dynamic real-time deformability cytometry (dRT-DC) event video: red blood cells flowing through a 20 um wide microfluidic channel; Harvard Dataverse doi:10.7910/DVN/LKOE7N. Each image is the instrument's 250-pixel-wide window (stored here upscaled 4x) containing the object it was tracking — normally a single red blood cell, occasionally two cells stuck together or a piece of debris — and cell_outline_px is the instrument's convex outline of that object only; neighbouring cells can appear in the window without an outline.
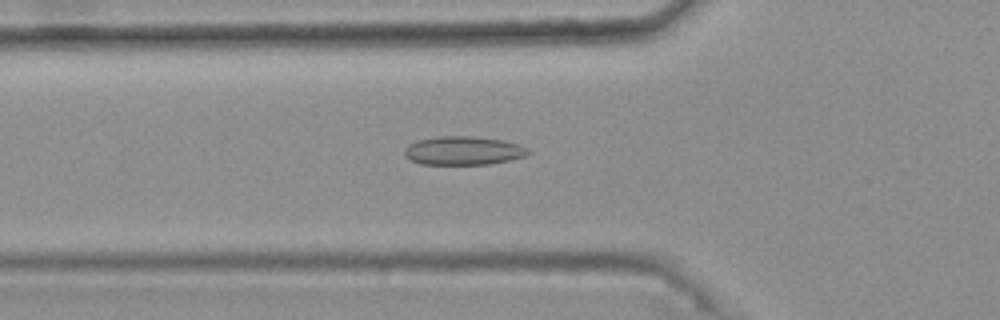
{"species": "common noctule bat (a hibernating species)", "species_latin": "Nyctalus noctula", "temperature_condition": "warm", "stored_images_in_passage": 36, "camera_frame_rate_fps": 3000, "um_per_image_px": 0.085, "animal": {"sex": "female", "body_mass_g": 25.1}, "frame": {"image": 1, "passage_image": 7, "time_ms": 2.0, "image_size_px": [1000, 320], "cell_outline_px": [[528, 152], [524, 156], [508, 160], [488, 164], [420, 164], [412, 160], [404, 152], [404, 148], [408, 144], [416, 140], [440, 136], [472, 136], [504, 140], [520, 144], [528, 148]], "centroid_in_image_um": [39.37, 12.79], "position_along_channel_um": 86.4, "area_um2": 20.52}}
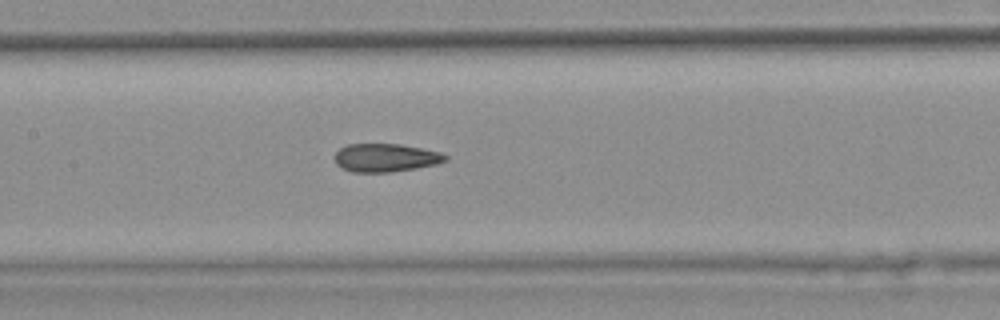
{"frame": {"image": 2, "passage_image": 14, "time_ms": 4.333, "image_size_px": [1000, 320], "cell_outline_px": [[448, 160], [436, 164], [416, 168], [392, 172], [352, 172], [340, 168], [336, 164], [332, 156], [340, 148], [348, 144], [400, 144], [440, 152], [448, 156]], "centroid_in_image_um": [32.73, 13.41], "position_along_channel_um": 174.7, "area_um2": 18.38}}
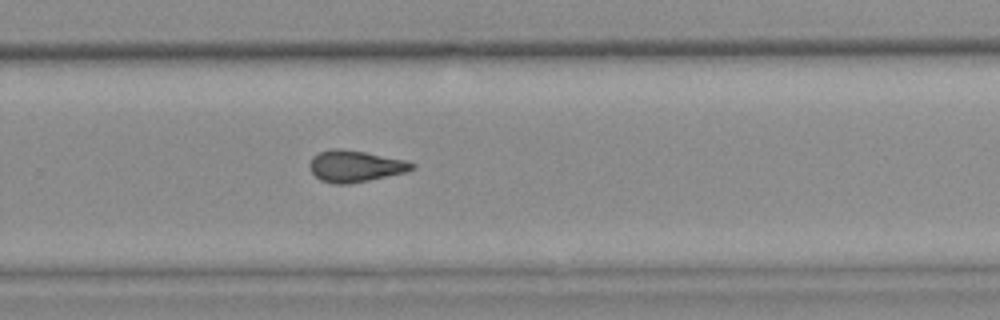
{"frame": {"image": 3, "passage_image": 24, "time_ms": 7.667, "image_size_px": [1000, 320], "cell_outline_px": [[416, 168], [408, 172], [348, 184], [332, 184], [320, 180], [308, 168], [308, 164], [312, 156], [328, 148], [340, 148], [364, 152], [404, 160], [416, 164]], "centroid_in_image_um": [30.16, 14.12], "position_along_channel_um": 299.6, "area_um2": 18.96}, "authors_computed_cell_mechanics": {"area_um2": 18.4382, "velocity_mm_per_s": 3.7641, "shape_relaxation_time_tau1_ms": null, "shape_relaxation_time_tau2_ms": 1.7296, "deformation_change_tau1": null, "deformation_change_tau2": 0.0933}}